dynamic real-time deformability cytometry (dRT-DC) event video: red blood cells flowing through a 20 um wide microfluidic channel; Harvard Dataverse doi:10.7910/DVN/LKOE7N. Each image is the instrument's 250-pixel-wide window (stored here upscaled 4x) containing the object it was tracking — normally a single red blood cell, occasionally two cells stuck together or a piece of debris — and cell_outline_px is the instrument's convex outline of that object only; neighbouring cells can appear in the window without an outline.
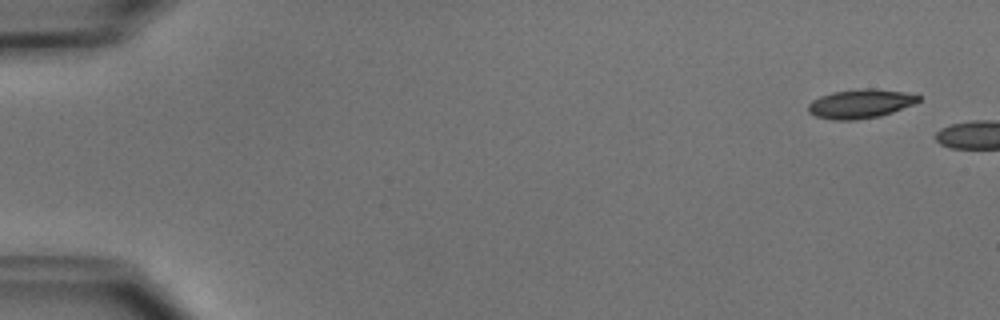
{"species": "common noctule bat (a hibernating species)", "species_latin": "Nyctalus noctula", "temperature_condition": "cold", "stored_images_in_passage": 2, "camera_frame_rate_fps": 3000, "um_per_image_px": 0.085, "animal": {"sex": "male", "body_mass_g": 15.6}, "frame": {"image": 1, "passage_image": 1, "time_ms": 0.0, "image_size_px": [1000, 320], "cell_outline_px": [[920, 100], [912, 104], [892, 112], [880, 116], [856, 120], [836, 120], [816, 116], [808, 112], [808, 104], [812, 100], [820, 96], [832, 92], [864, 88], [872, 88], [904, 92], [920, 96]], "centroid_in_image_um": [73.1, 8.81], "position_along_channel_um": 11.9, "area_um2": 18.5}}